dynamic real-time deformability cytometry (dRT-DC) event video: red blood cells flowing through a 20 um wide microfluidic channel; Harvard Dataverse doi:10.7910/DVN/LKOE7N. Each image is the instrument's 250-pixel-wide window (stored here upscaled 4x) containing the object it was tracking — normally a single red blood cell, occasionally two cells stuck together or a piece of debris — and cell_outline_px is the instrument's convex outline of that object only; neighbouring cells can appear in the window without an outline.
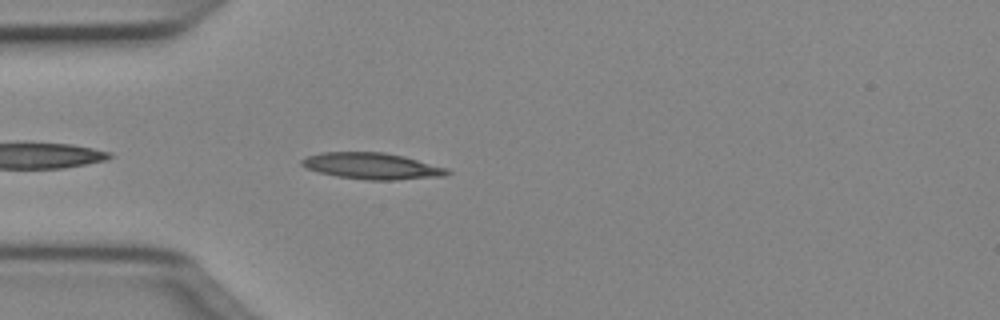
{"species": "Egyptian fruit bat (a non-hibernating species)", "species_latin": "Rousettus aegyptiacus", "temperature_condition": "cold", "stored_images_in_passage": 38, "camera_frame_rate_fps": 3000, "um_per_image_px": 0.085, "animal": {"sex": "female"}, "frame": {"image": 1, "passage_image": 3, "time_ms": 0.667, "image_size_px": [1000, 320], "cell_outline_px": [[452, 172], [444, 176], [396, 180], [368, 180], [336, 176], [320, 172], [308, 168], [300, 164], [300, 160], [308, 156], [320, 152], [384, 152], [404, 156], [448, 168]], "centroid_in_image_um": [31.65, 14.11], "position_along_channel_um": 53.4, "area_um2": 22.37}}
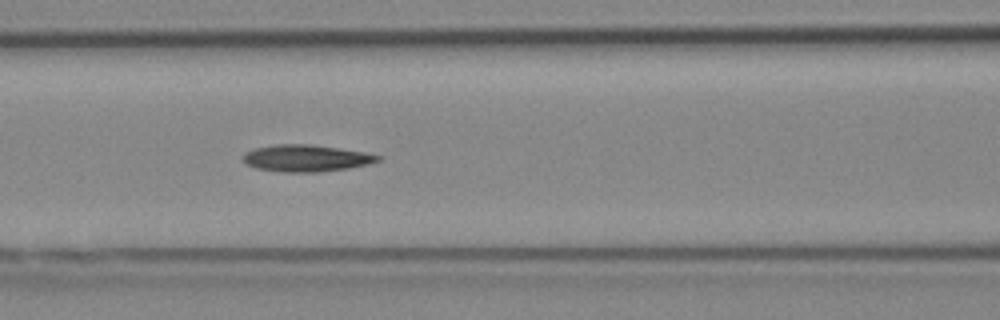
{"frame": {"image": 2, "passage_image": 10, "time_ms": 3.0, "image_size_px": [1000, 320], "cell_outline_px": [[384, 156], [380, 160], [368, 164], [348, 168], [320, 172], [284, 172], [256, 168], [244, 164], [244, 152], [252, 148], [276, 144], [312, 144], [364, 152]], "centroid_in_image_um": [26.01, 13.44], "position_along_channel_um": 140.6, "area_um2": 21.21}}
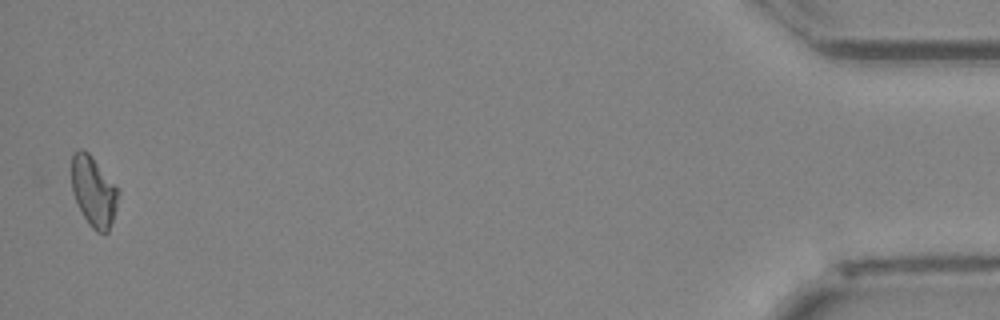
{"frame": {"image": 3, "passage_image": 38, "time_ms": 12.333, "image_size_px": [1000, 320], "cell_outline_px": [[120, 192], [116, 208], [108, 232], [96, 232], [88, 224], [72, 192], [72, 152], [80, 148], [84, 148], [92, 156]], "centroid_in_image_um": [7.95, 16.24], "position_along_channel_um": 427.3, "area_um2": 18.9}}